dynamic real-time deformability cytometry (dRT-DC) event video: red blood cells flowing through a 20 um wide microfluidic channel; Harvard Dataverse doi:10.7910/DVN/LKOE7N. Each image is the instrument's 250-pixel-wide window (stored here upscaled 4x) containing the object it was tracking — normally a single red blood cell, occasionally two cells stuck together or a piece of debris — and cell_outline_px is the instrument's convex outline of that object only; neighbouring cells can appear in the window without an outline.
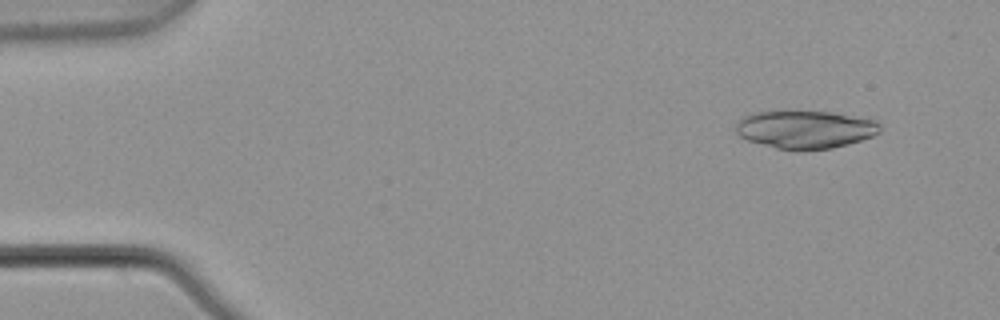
{"species": "common noctule bat (a hibernating species)", "species_latin": "Nyctalus noctula", "temperature_condition": "warm", "stored_images_in_passage": 3, "camera_frame_rate_fps": 3000, "um_per_image_px": 0.085, "animal": {"sex": "male", "body_mass_g": 21.5, "forearm_length_mm": 52.0}, "frame": {"image": 1, "passage_image": 1, "time_ms": 0.0, "image_size_px": [1000, 320], "cell_outline_px": [[880, 132], [872, 136], [848, 144], [832, 148], [804, 152], [800, 152], [776, 148], [748, 140], [740, 136], [736, 132], [736, 124], [744, 116], [756, 112], [832, 112], [876, 120], [880, 124]], "centroid_in_image_um": [68.46, 11.03], "position_along_channel_um": 16.5, "area_um2": 31.91}}